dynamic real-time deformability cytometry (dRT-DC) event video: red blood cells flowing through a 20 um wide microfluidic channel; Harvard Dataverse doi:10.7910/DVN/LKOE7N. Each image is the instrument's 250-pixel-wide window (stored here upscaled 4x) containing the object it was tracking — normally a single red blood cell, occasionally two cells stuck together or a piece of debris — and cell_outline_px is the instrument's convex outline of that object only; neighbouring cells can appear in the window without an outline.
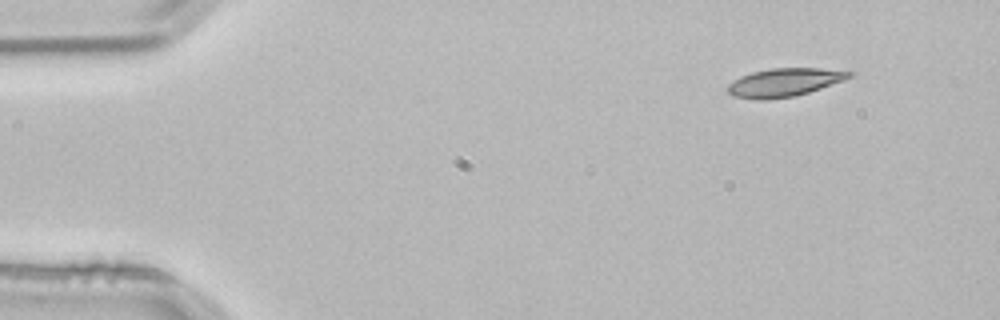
{"species": "common noctule bat (a hibernating species)", "species_latin": "Nyctalus noctula", "temperature_condition": "room temperature", "stored_images_in_passage": 3, "camera_frame_rate_fps": 3000, "um_per_image_px": 0.085, "animal": {"sex": "male", "body_mass_g": 21.5, "forearm_length_mm": 52.0}, "frame": {"image": 1, "passage_image": 1, "time_ms": 0.0, "image_size_px": [1000, 320], "cell_outline_px": [[856, 72], [852, 76], [844, 80], [796, 96], [768, 100], [760, 100], [732, 96], [724, 88], [728, 84], [740, 76], [752, 72], [772, 68], [820, 68]], "centroid_in_image_um": [66.63, 7.01], "position_along_channel_um": 18.4, "area_um2": 20.17}}